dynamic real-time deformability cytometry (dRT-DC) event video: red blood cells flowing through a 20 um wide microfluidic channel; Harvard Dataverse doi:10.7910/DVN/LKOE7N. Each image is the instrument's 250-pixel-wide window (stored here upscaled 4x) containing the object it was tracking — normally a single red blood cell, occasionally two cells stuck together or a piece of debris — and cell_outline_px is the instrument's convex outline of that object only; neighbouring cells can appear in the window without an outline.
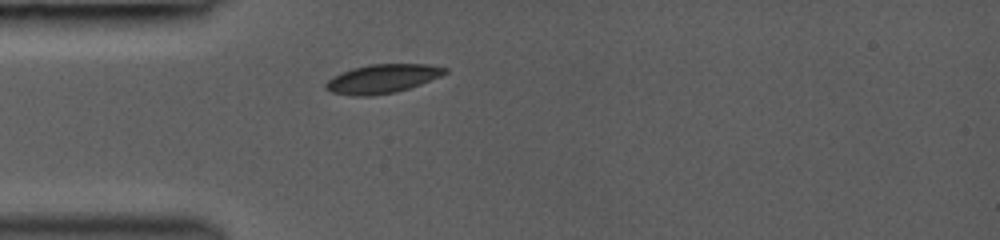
{"species": "common noctule bat (a hibernating species)", "species_latin": "Nyctalus noctula", "temperature_condition": "room temperature", "stored_images_in_passage": 21, "camera_frame_rate_fps": 3000, "um_per_image_px": 0.085, "animal": {"sex": "female", "body_mass_g": 19.0, "forearm_length_mm": 53.3}, "frame": {"image": 1, "passage_image": 1, "time_ms": 0.0, "image_size_px": [1000, 240], "cell_outline_px": [[448, 72], [440, 76], [420, 84], [396, 92], [372, 96], [352, 96], [332, 92], [324, 88], [324, 84], [332, 76], [340, 72], [352, 68], [368, 64], [428, 64], [448, 68]], "centroid_in_image_um": [32.46, 6.69], "position_along_channel_um": 52.5, "area_um2": 20.17}}
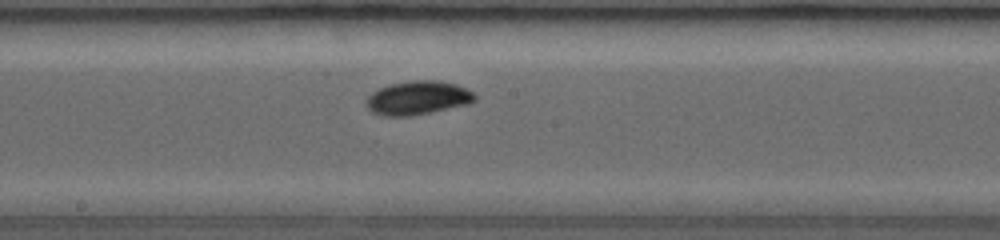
{"frame": {"image": 2, "passage_image": 9, "time_ms": 4.0, "image_size_px": [1000, 240], "cell_outline_px": [[476, 100], [468, 104], [432, 112], [412, 116], [384, 116], [372, 112], [364, 104], [364, 100], [372, 92], [380, 88], [392, 84], [412, 80], [436, 80], [456, 84], [472, 92], [476, 96]], "centroid_in_image_um": [35.48, 8.33], "position_along_channel_um": 212.7, "area_um2": 21.39}}
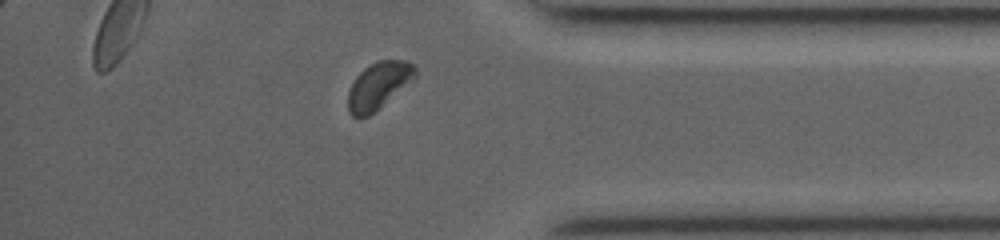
{"frame": {"image": 3, "passage_image": 18, "time_ms": 8.667, "image_size_px": [1000, 240], "cell_outline_px": [[416, 80], [376, 112], [368, 116], [352, 116], [348, 112], [348, 92], [356, 76], [364, 68], [376, 60], [404, 60], [412, 64], [416, 68]], "centroid_in_image_um": [32.22, 7.28], "position_along_channel_um": 403.0, "area_um2": 18.84}, "authors_computed_cell_mechanics": {"area_um2": 19.7098, "velocity_mm_per_s": 4.2029, "shape_relaxation_time_tau1_ms": 2.317, "shape_relaxation_time_tau2_ms": null, "deformation_change_tau1": 0.0992, "deformation_change_tau2": null}}